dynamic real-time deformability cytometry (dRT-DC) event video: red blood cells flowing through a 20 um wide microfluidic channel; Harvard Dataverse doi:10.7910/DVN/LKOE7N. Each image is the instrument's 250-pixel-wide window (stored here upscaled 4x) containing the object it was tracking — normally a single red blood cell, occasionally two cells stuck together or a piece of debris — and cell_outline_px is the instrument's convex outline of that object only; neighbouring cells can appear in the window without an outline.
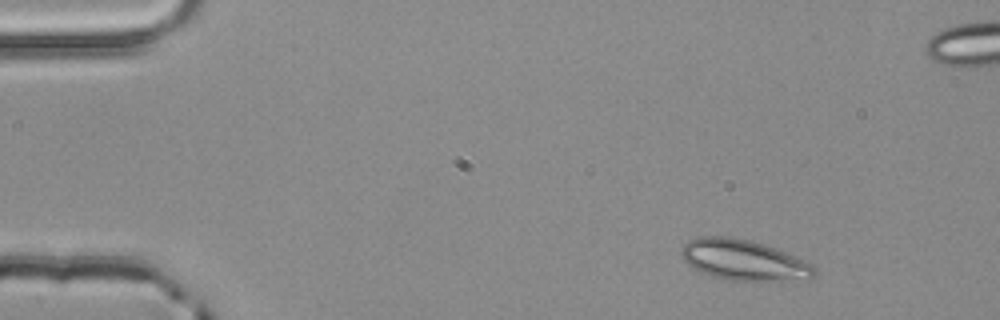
{"species": "common noctule bat (a hibernating species)", "species_latin": "Nyctalus noctula", "temperature_condition": "room temperature", "stored_images_in_passage": 4, "camera_frame_rate_fps": 3000, "um_per_image_px": 0.085, "animal": {"sex": "male", "body_mass_g": 20.4}, "frame": {"image": 1, "passage_image": 1, "time_ms": 0.0, "image_size_px": [1000, 320], "cell_outline_px": [[816, 276], [808, 280], [724, 280], [700, 272], [692, 268], [684, 260], [680, 252], [684, 244], [688, 240], [700, 236], [728, 236], [752, 240], [776, 248], [804, 260], [812, 264], [816, 268]], "centroid_in_image_um": [63.22, 22.1], "position_along_channel_um": 21.8, "area_um2": 31.79}}